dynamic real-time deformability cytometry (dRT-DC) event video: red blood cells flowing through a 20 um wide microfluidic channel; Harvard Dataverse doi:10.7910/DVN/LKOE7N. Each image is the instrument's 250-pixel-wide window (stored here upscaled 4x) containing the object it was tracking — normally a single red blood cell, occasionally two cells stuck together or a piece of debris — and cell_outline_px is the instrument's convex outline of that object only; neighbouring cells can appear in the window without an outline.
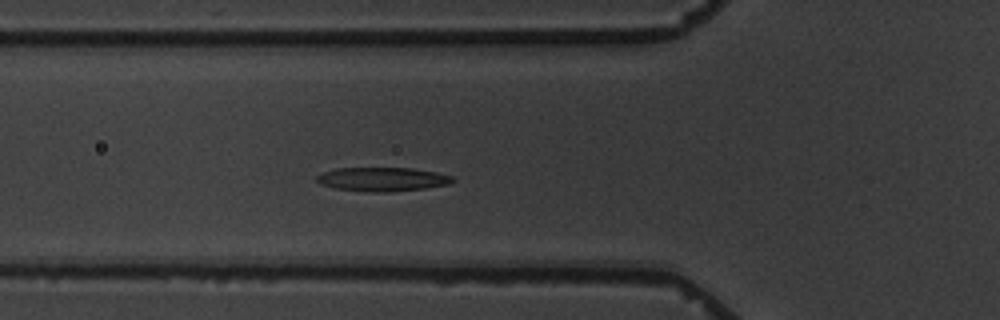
{"species": "common noctule bat (a hibernating species)", "species_latin": "Nyctalus noctula", "temperature_condition": "warm", "stored_images_in_passage": 5, "camera_frame_rate_fps": 3000, "um_per_image_px": 0.085, "animal": {"sex": "male", "body_mass_g": 19.5, "forearm_length_mm": 54.6}, "frame": {"image": 1, "passage_image": 5, "time_ms": 4.667, "image_size_px": [1000, 320], "cell_outline_px": [[456, 180], [448, 184], [424, 188], [392, 192], [368, 192], [336, 188], [320, 184], [316, 180], [316, 176], [320, 172], [336, 168], [412, 168], [436, 172], [452, 176]], "centroid_in_image_um": [32.48, 15.23], "position_along_channel_um": 93.3, "area_um2": 19.02}}